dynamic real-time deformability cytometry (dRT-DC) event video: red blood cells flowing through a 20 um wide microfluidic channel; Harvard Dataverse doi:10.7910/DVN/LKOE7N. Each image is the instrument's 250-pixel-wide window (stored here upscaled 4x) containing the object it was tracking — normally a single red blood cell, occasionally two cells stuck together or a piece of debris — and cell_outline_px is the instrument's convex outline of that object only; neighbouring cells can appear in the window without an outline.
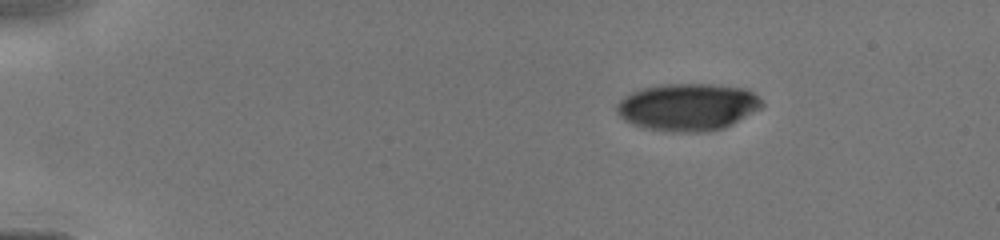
{"species": "human", "species_latin": "Homo sapiens", "temperature_condition": "cold", "stored_images_in_passage": 6, "camera_frame_rate_fps": 3000, "um_per_image_px": 0.085, "donor": {"sex": "male"}, "frame": {"image": 1, "passage_image": 1, "time_ms": 0.0, "image_size_px": [1000, 240], "cell_outline_px": [[764, 104], [760, 108], [732, 124], [724, 128], [708, 132], [664, 132], [644, 128], [632, 124], [624, 120], [616, 112], [616, 104], [624, 96], [632, 92], [644, 88], [664, 84], [712, 84], [744, 88], [752, 92]], "centroid_in_image_um": [58.42, 9.11], "position_along_channel_um": 26.6, "area_um2": 40.11}}
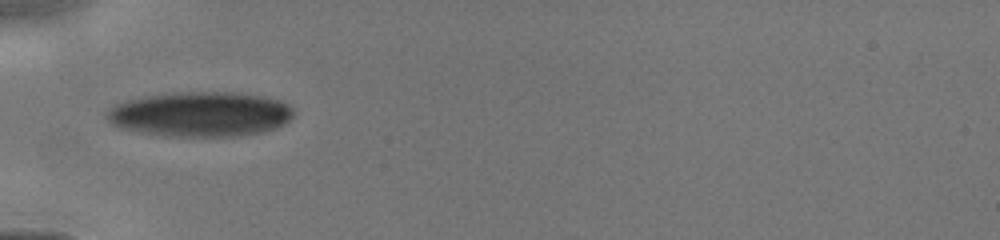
{"frame": {"image": 2, "passage_image": 5, "time_ms": 3.0, "image_size_px": [1000, 240], "cell_outline_px": [[296, 112], [284, 124], [276, 128], [264, 132], [236, 136], [168, 136], [140, 132], [120, 128], [112, 124], [108, 120], [108, 112], [116, 104], [124, 100], [144, 96], [176, 92], [232, 92], [260, 96], [280, 100], [288, 104]], "centroid_in_image_um": [17.05, 9.7], "position_along_channel_um": 67.9, "area_um2": 48.84}}